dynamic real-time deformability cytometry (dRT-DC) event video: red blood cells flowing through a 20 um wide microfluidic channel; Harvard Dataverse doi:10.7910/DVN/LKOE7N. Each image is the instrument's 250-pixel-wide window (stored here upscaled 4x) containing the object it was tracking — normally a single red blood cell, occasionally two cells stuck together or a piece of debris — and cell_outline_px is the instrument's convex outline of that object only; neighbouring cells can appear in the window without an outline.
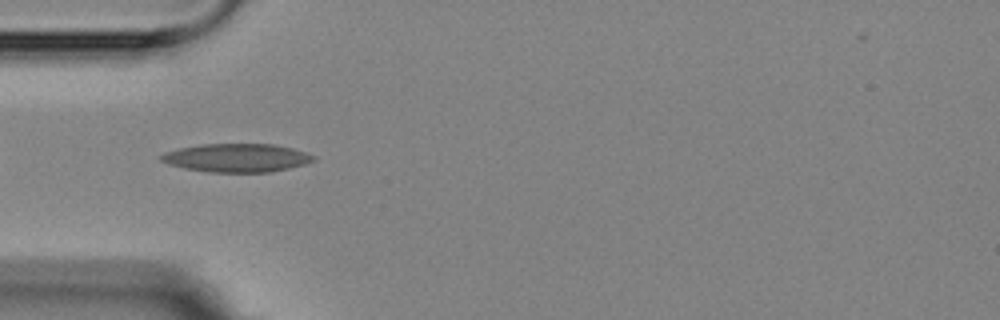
{"species": "Egyptian fruit bat (a non-hibernating species)", "species_latin": "Rousettus aegyptiacus", "temperature_condition": "room temperature", "stored_images_in_passage": 6, "camera_frame_rate_fps": 3000, "um_per_image_px": 0.085, "animal": {"sex": "female"}, "frame": {"image": 1, "passage_image": 4, "time_ms": 3.667, "image_size_px": [1000, 320], "cell_outline_px": [[316, 160], [304, 164], [288, 168], [268, 172], [208, 172], [184, 168], [168, 164], [160, 160], [160, 156], [168, 152], [180, 148], [200, 144], [276, 144], [292, 148], [316, 156]], "centroid_in_image_um": [20.14, 13.41], "position_along_channel_um": 64.9, "area_um2": 25.09}}
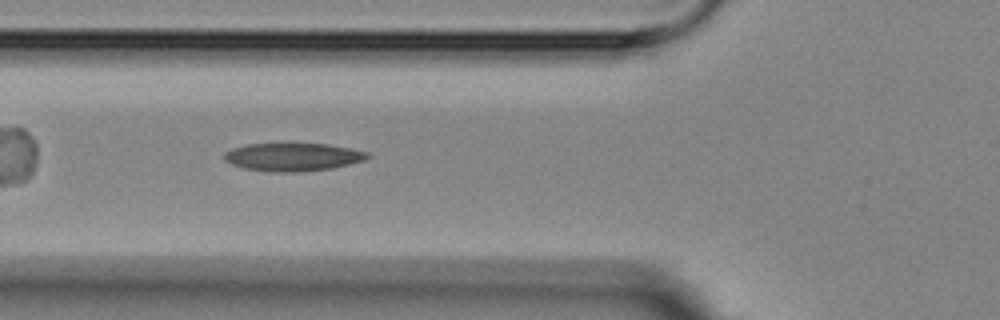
{"frame": {"image": 2, "passage_image": 5, "time_ms": 4.667, "image_size_px": [1000, 320], "cell_outline_px": [[372, 156], [364, 160], [332, 168], [300, 172], [272, 172], [244, 168], [232, 164], [224, 160], [224, 152], [232, 148], [248, 144], [328, 144], [352, 148], [368, 152]], "centroid_in_image_um": [24.91, 13.34], "position_along_channel_um": 100.9, "area_um2": 23.41}}